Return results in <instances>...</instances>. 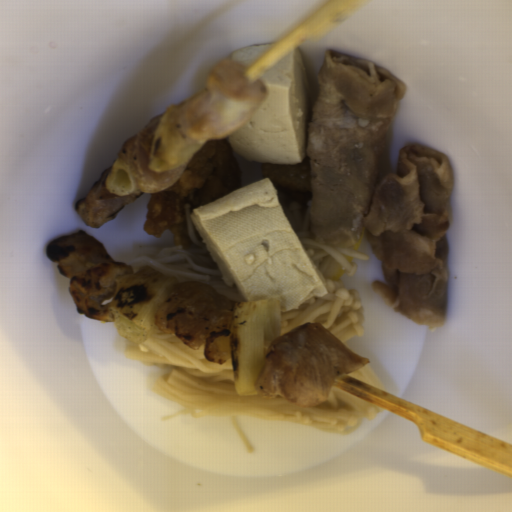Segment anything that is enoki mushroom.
<instances>
[{
    "label": "enoki mushroom",
    "instance_id": "enoki-mushroom-3",
    "mask_svg": "<svg viewBox=\"0 0 512 512\" xmlns=\"http://www.w3.org/2000/svg\"><path fill=\"white\" fill-rule=\"evenodd\" d=\"M191 207L190 203L184 205L189 246H135L132 254L115 261L129 265L133 273L142 266L150 265L162 274L174 277L178 283L202 281L235 304L246 302L235 286L223 280L191 218Z\"/></svg>",
    "mask_w": 512,
    "mask_h": 512
},
{
    "label": "enoki mushroom",
    "instance_id": "enoki-mushroom-4",
    "mask_svg": "<svg viewBox=\"0 0 512 512\" xmlns=\"http://www.w3.org/2000/svg\"><path fill=\"white\" fill-rule=\"evenodd\" d=\"M385 392L386 388L375 370L367 363L355 371L345 373Z\"/></svg>",
    "mask_w": 512,
    "mask_h": 512
},
{
    "label": "enoki mushroom",
    "instance_id": "enoki-mushroom-1",
    "mask_svg": "<svg viewBox=\"0 0 512 512\" xmlns=\"http://www.w3.org/2000/svg\"><path fill=\"white\" fill-rule=\"evenodd\" d=\"M204 344L192 349L161 328L142 342H129L124 349L128 359L162 367L156 379V395L180 406L162 420L182 415L194 418L229 416L231 425L247 453L255 448L239 422V416L301 425L340 436L356 432L364 420L376 418L383 408L337 386L317 406L291 405L285 398L239 395L235 389L232 360L219 364L203 355Z\"/></svg>",
    "mask_w": 512,
    "mask_h": 512
},
{
    "label": "enoki mushroom",
    "instance_id": "enoki-mushroom-2",
    "mask_svg": "<svg viewBox=\"0 0 512 512\" xmlns=\"http://www.w3.org/2000/svg\"><path fill=\"white\" fill-rule=\"evenodd\" d=\"M311 203V200L295 201L281 208L328 293L323 297L308 299L294 310L280 311V337L307 322H314L344 344L348 339L365 335L363 325L366 320L361 296L357 289H346L342 281L325 278L324 274L330 260H334L347 275L354 276L357 265L350 263L344 255L356 260L370 259L367 254L352 251L346 243L333 246L317 241L310 228Z\"/></svg>",
    "mask_w": 512,
    "mask_h": 512
}]
</instances>
